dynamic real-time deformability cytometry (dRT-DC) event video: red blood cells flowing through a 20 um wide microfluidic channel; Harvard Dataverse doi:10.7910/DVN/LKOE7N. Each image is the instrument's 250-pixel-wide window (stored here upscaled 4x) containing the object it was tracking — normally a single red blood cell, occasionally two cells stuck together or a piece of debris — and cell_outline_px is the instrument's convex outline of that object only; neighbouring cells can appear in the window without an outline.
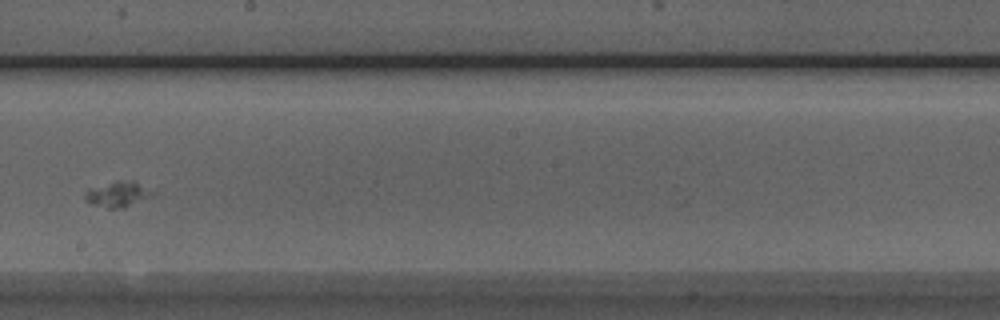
{"species": "Egyptian fruit bat (a non-hibernating species)", "species_latin": "Rousettus aegyptiacus", "temperature_condition": "room temperature", "stored_images_in_passage": 8, "camera_frame_rate_fps": 3000, "um_per_image_px": 0.085, "animal": {"sex": "male"}, "frame": {"image": 1, "passage_image": 7, "time_ms": 7.667, "image_size_px": [1000, 320], "cell_outline_px": [[156, 192], [152, 196], [124, 208], [108, 208], [92, 204], [84, 200], [84, 192], [88, 188], [116, 180], [132, 180]], "centroid_in_image_um": [9.99, 16.49], "position_along_channel_um": 238.2, "area_um2": 10.23}}
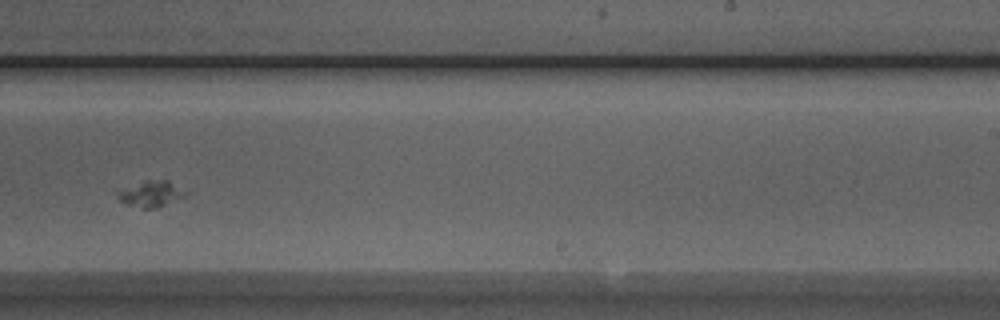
{"frame": {"image": 2, "passage_image": 8, "time_ms": 8.667, "image_size_px": [1000, 320], "cell_outline_px": [[188, 192], [184, 196], [156, 208], [144, 208], [128, 204], [120, 200], [116, 196], [116, 192], [144, 180], [168, 180]], "centroid_in_image_um": [12.83, 16.46], "position_along_channel_um": 276.2, "area_um2": 10.0}}